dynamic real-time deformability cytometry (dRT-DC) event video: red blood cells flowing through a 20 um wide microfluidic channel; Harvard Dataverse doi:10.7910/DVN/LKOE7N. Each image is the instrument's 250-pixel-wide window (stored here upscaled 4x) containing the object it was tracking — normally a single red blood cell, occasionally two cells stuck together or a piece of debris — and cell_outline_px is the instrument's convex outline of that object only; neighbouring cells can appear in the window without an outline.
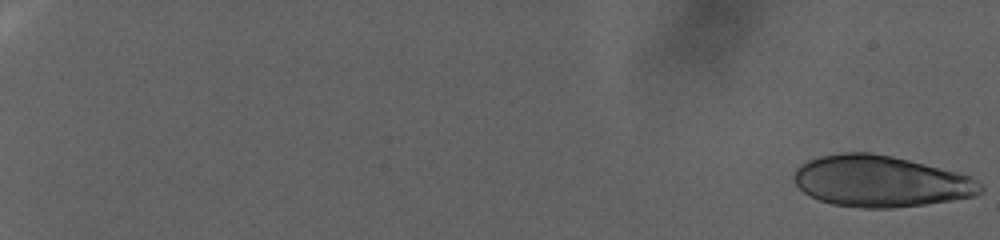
{"species": "human", "species_latin": "Homo sapiens", "temperature_condition": "warm", "stored_images_in_passage": 41, "camera_frame_rate_fps": 3000, "um_per_image_px": 0.085, "donor": {"sex": "female"}, "frame": {"image": 1, "passage_image": 1, "time_ms": 0.0, "image_size_px": [1000, 240], "cell_outline_px": [[984, 192], [976, 196], [952, 200], [924, 204], [892, 208], [860, 208], [832, 204], [820, 200], [804, 192], [796, 184], [792, 176], [796, 168], [800, 164], [808, 160], [820, 156], [844, 152], [872, 152], [892, 156], [972, 176], [984, 188]], "centroid_in_image_um": [74.85, 15.41], "position_along_channel_um": 10.2, "area_um2": 55.78}}